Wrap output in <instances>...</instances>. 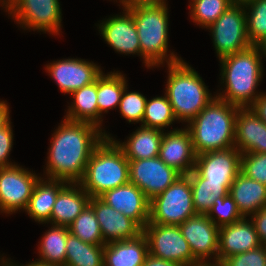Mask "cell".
<instances>
[{"label":"cell","mask_w":266,"mask_h":266,"mask_svg":"<svg viewBox=\"0 0 266 266\" xmlns=\"http://www.w3.org/2000/svg\"><path fill=\"white\" fill-rule=\"evenodd\" d=\"M88 122L63 119L52 134L45 168L48 179L78 183L94 149L104 138H112L106 131Z\"/></svg>","instance_id":"6da1fadb"},{"label":"cell","mask_w":266,"mask_h":266,"mask_svg":"<svg viewBox=\"0 0 266 266\" xmlns=\"http://www.w3.org/2000/svg\"><path fill=\"white\" fill-rule=\"evenodd\" d=\"M261 60L262 55L254 45L219 59L221 82L226 89L216 93V97L240 108L249 107L262 93L255 91L264 73Z\"/></svg>","instance_id":"7a4b0ae2"},{"label":"cell","mask_w":266,"mask_h":266,"mask_svg":"<svg viewBox=\"0 0 266 266\" xmlns=\"http://www.w3.org/2000/svg\"><path fill=\"white\" fill-rule=\"evenodd\" d=\"M240 107L216 97L186 126L196 155L234 147L235 120Z\"/></svg>","instance_id":"3957f363"},{"label":"cell","mask_w":266,"mask_h":266,"mask_svg":"<svg viewBox=\"0 0 266 266\" xmlns=\"http://www.w3.org/2000/svg\"><path fill=\"white\" fill-rule=\"evenodd\" d=\"M167 7V3H159L139 4L125 8L135 21L141 46V58L147 68L182 60L173 52L167 54L169 52Z\"/></svg>","instance_id":"277c9868"},{"label":"cell","mask_w":266,"mask_h":266,"mask_svg":"<svg viewBox=\"0 0 266 266\" xmlns=\"http://www.w3.org/2000/svg\"><path fill=\"white\" fill-rule=\"evenodd\" d=\"M165 87L176 121H192L212 100L202 77L184 60L168 64Z\"/></svg>","instance_id":"5b68a950"},{"label":"cell","mask_w":266,"mask_h":266,"mask_svg":"<svg viewBox=\"0 0 266 266\" xmlns=\"http://www.w3.org/2000/svg\"><path fill=\"white\" fill-rule=\"evenodd\" d=\"M129 182V160L112 138H104L94 149L78 183L90 197H100Z\"/></svg>","instance_id":"8992f818"},{"label":"cell","mask_w":266,"mask_h":266,"mask_svg":"<svg viewBox=\"0 0 266 266\" xmlns=\"http://www.w3.org/2000/svg\"><path fill=\"white\" fill-rule=\"evenodd\" d=\"M196 215L187 175H181L165 191L150 200L149 222L179 226Z\"/></svg>","instance_id":"52a82bcc"},{"label":"cell","mask_w":266,"mask_h":266,"mask_svg":"<svg viewBox=\"0 0 266 266\" xmlns=\"http://www.w3.org/2000/svg\"><path fill=\"white\" fill-rule=\"evenodd\" d=\"M207 29H210L219 59L252 46L248 40L244 5L232 4Z\"/></svg>","instance_id":"ba28073f"},{"label":"cell","mask_w":266,"mask_h":266,"mask_svg":"<svg viewBox=\"0 0 266 266\" xmlns=\"http://www.w3.org/2000/svg\"><path fill=\"white\" fill-rule=\"evenodd\" d=\"M148 241L149 254L184 266L199 263L192 255L189 243L182 236L179 226L148 222L143 228Z\"/></svg>","instance_id":"9c48e42d"},{"label":"cell","mask_w":266,"mask_h":266,"mask_svg":"<svg viewBox=\"0 0 266 266\" xmlns=\"http://www.w3.org/2000/svg\"><path fill=\"white\" fill-rule=\"evenodd\" d=\"M40 177L19 165L0 167V211L13 214L26 210Z\"/></svg>","instance_id":"30bf717a"},{"label":"cell","mask_w":266,"mask_h":266,"mask_svg":"<svg viewBox=\"0 0 266 266\" xmlns=\"http://www.w3.org/2000/svg\"><path fill=\"white\" fill-rule=\"evenodd\" d=\"M181 175L159 157L129 160L130 183L142 190L149 200L165 191Z\"/></svg>","instance_id":"8fae6325"},{"label":"cell","mask_w":266,"mask_h":266,"mask_svg":"<svg viewBox=\"0 0 266 266\" xmlns=\"http://www.w3.org/2000/svg\"><path fill=\"white\" fill-rule=\"evenodd\" d=\"M179 228L199 263L210 262L212 256L213 262H217L219 227L207 214H196L179 225Z\"/></svg>","instance_id":"7c38bea8"},{"label":"cell","mask_w":266,"mask_h":266,"mask_svg":"<svg viewBox=\"0 0 266 266\" xmlns=\"http://www.w3.org/2000/svg\"><path fill=\"white\" fill-rule=\"evenodd\" d=\"M12 17L24 30H38L52 35H58L62 25L59 0H24Z\"/></svg>","instance_id":"4fadbf2b"},{"label":"cell","mask_w":266,"mask_h":266,"mask_svg":"<svg viewBox=\"0 0 266 266\" xmlns=\"http://www.w3.org/2000/svg\"><path fill=\"white\" fill-rule=\"evenodd\" d=\"M45 70L56 81L61 92L71 94L91 84L103 72L100 66L85 59L68 58L53 61Z\"/></svg>","instance_id":"5bb4252c"},{"label":"cell","mask_w":266,"mask_h":266,"mask_svg":"<svg viewBox=\"0 0 266 266\" xmlns=\"http://www.w3.org/2000/svg\"><path fill=\"white\" fill-rule=\"evenodd\" d=\"M241 152L235 147L196 155L195 170L214 183H233L240 172Z\"/></svg>","instance_id":"9a60e30c"},{"label":"cell","mask_w":266,"mask_h":266,"mask_svg":"<svg viewBox=\"0 0 266 266\" xmlns=\"http://www.w3.org/2000/svg\"><path fill=\"white\" fill-rule=\"evenodd\" d=\"M89 205L93 208L100 224L103 245L122 240H130L143 233V229L123 213L107 205L99 197H91Z\"/></svg>","instance_id":"2e32d148"},{"label":"cell","mask_w":266,"mask_h":266,"mask_svg":"<svg viewBox=\"0 0 266 266\" xmlns=\"http://www.w3.org/2000/svg\"><path fill=\"white\" fill-rule=\"evenodd\" d=\"M158 157L167 166L173 167L182 175H188L195 168L196 161V154L188 128H174L168 133L164 132Z\"/></svg>","instance_id":"e0dca14e"},{"label":"cell","mask_w":266,"mask_h":266,"mask_svg":"<svg viewBox=\"0 0 266 266\" xmlns=\"http://www.w3.org/2000/svg\"><path fill=\"white\" fill-rule=\"evenodd\" d=\"M121 15H115L98 24L99 32L115 51L136 54L141 57V46L133 16L123 8Z\"/></svg>","instance_id":"ac0fdd59"},{"label":"cell","mask_w":266,"mask_h":266,"mask_svg":"<svg viewBox=\"0 0 266 266\" xmlns=\"http://www.w3.org/2000/svg\"><path fill=\"white\" fill-rule=\"evenodd\" d=\"M116 211L134 220L142 229L149 222L150 200L135 184L127 183L99 197Z\"/></svg>","instance_id":"d6986e66"},{"label":"cell","mask_w":266,"mask_h":266,"mask_svg":"<svg viewBox=\"0 0 266 266\" xmlns=\"http://www.w3.org/2000/svg\"><path fill=\"white\" fill-rule=\"evenodd\" d=\"M261 246L258 233L252 221L244 217L230 225L219 228L217 262L225 258L250 251Z\"/></svg>","instance_id":"ffe728a7"},{"label":"cell","mask_w":266,"mask_h":266,"mask_svg":"<svg viewBox=\"0 0 266 266\" xmlns=\"http://www.w3.org/2000/svg\"><path fill=\"white\" fill-rule=\"evenodd\" d=\"M234 147L243 153H266V124L249 108H239Z\"/></svg>","instance_id":"44dd1931"},{"label":"cell","mask_w":266,"mask_h":266,"mask_svg":"<svg viewBox=\"0 0 266 266\" xmlns=\"http://www.w3.org/2000/svg\"><path fill=\"white\" fill-rule=\"evenodd\" d=\"M90 198L79 183H67L57 195L49 223L68 227L89 204Z\"/></svg>","instance_id":"7402d4cb"},{"label":"cell","mask_w":266,"mask_h":266,"mask_svg":"<svg viewBox=\"0 0 266 266\" xmlns=\"http://www.w3.org/2000/svg\"><path fill=\"white\" fill-rule=\"evenodd\" d=\"M148 254V241L142 233L130 240L105 244L104 266H142Z\"/></svg>","instance_id":"603a6c76"},{"label":"cell","mask_w":266,"mask_h":266,"mask_svg":"<svg viewBox=\"0 0 266 266\" xmlns=\"http://www.w3.org/2000/svg\"><path fill=\"white\" fill-rule=\"evenodd\" d=\"M229 195L244 217H249L266 207V185L248 178L241 172L231 184Z\"/></svg>","instance_id":"cb8c5ba5"},{"label":"cell","mask_w":266,"mask_h":266,"mask_svg":"<svg viewBox=\"0 0 266 266\" xmlns=\"http://www.w3.org/2000/svg\"><path fill=\"white\" fill-rule=\"evenodd\" d=\"M45 179L40 177L36 182L25 211L36 222L48 224L57 195L68 182Z\"/></svg>","instance_id":"d4e9b609"},{"label":"cell","mask_w":266,"mask_h":266,"mask_svg":"<svg viewBox=\"0 0 266 266\" xmlns=\"http://www.w3.org/2000/svg\"><path fill=\"white\" fill-rule=\"evenodd\" d=\"M163 130L140 126L125 142L112 139L122 149L128 160L148 159L159 156Z\"/></svg>","instance_id":"484cf974"},{"label":"cell","mask_w":266,"mask_h":266,"mask_svg":"<svg viewBox=\"0 0 266 266\" xmlns=\"http://www.w3.org/2000/svg\"><path fill=\"white\" fill-rule=\"evenodd\" d=\"M128 86L120 71L101 73L97 77V104H98V127L102 129V113H108L110 109L119 107L124 88ZM102 119V120H101Z\"/></svg>","instance_id":"4316f807"},{"label":"cell","mask_w":266,"mask_h":266,"mask_svg":"<svg viewBox=\"0 0 266 266\" xmlns=\"http://www.w3.org/2000/svg\"><path fill=\"white\" fill-rule=\"evenodd\" d=\"M187 176L190 179L193 207L196 214H207L218 197L229 194L232 184L207 182L195 169Z\"/></svg>","instance_id":"83f0119b"},{"label":"cell","mask_w":266,"mask_h":266,"mask_svg":"<svg viewBox=\"0 0 266 266\" xmlns=\"http://www.w3.org/2000/svg\"><path fill=\"white\" fill-rule=\"evenodd\" d=\"M71 106L64 116L73 122H88L98 127L97 78L91 84L73 91Z\"/></svg>","instance_id":"f1b7e54d"},{"label":"cell","mask_w":266,"mask_h":266,"mask_svg":"<svg viewBox=\"0 0 266 266\" xmlns=\"http://www.w3.org/2000/svg\"><path fill=\"white\" fill-rule=\"evenodd\" d=\"M66 226L53 225L43 234L38 250V262L43 264L65 266L66 240L69 234Z\"/></svg>","instance_id":"f546056e"},{"label":"cell","mask_w":266,"mask_h":266,"mask_svg":"<svg viewBox=\"0 0 266 266\" xmlns=\"http://www.w3.org/2000/svg\"><path fill=\"white\" fill-rule=\"evenodd\" d=\"M65 266H104V245L83 242L69 233L66 240Z\"/></svg>","instance_id":"4dcf8cb0"},{"label":"cell","mask_w":266,"mask_h":266,"mask_svg":"<svg viewBox=\"0 0 266 266\" xmlns=\"http://www.w3.org/2000/svg\"><path fill=\"white\" fill-rule=\"evenodd\" d=\"M175 120L172 106L165 94L163 97L147 99L141 126L164 131Z\"/></svg>","instance_id":"1f68e13d"},{"label":"cell","mask_w":266,"mask_h":266,"mask_svg":"<svg viewBox=\"0 0 266 266\" xmlns=\"http://www.w3.org/2000/svg\"><path fill=\"white\" fill-rule=\"evenodd\" d=\"M69 232L83 242L93 245L103 244L100 224L93 208L88 204L76 219L68 226Z\"/></svg>","instance_id":"d6a6232c"},{"label":"cell","mask_w":266,"mask_h":266,"mask_svg":"<svg viewBox=\"0 0 266 266\" xmlns=\"http://www.w3.org/2000/svg\"><path fill=\"white\" fill-rule=\"evenodd\" d=\"M232 0H195L190 1V17L193 22L201 27L208 28L213 24L230 6Z\"/></svg>","instance_id":"836d02e7"},{"label":"cell","mask_w":266,"mask_h":266,"mask_svg":"<svg viewBox=\"0 0 266 266\" xmlns=\"http://www.w3.org/2000/svg\"><path fill=\"white\" fill-rule=\"evenodd\" d=\"M244 9L248 40L255 46L266 36V0H253L246 3Z\"/></svg>","instance_id":"e575fe53"},{"label":"cell","mask_w":266,"mask_h":266,"mask_svg":"<svg viewBox=\"0 0 266 266\" xmlns=\"http://www.w3.org/2000/svg\"><path fill=\"white\" fill-rule=\"evenodd\" d=\"M207 216L219 228L225 225H230L244 218L235 201L229 194L224 197H218L214 201L211 210L207 213Z\"/></svg>","instance_id":"d590c367"},{"label":"cell","mask_w":266,"mask_h":266,"mask_svg":"<svg viewBox=\"0 0 266 266\" xmlns=\"http://www.w3.org/2000/svg\"><path fill=\"white\" fill-rule=\"evenodd\" d=\"M127 89L128 87L126 86L118 107L120 114L129 123H142L147 98L139 92H128Z\"/></svg>","instance_id":"8d00e7d4"},{"label":"cell","mask_w":266,"mask_h":266,"mask_svg":"<svg viewBox=\"0 0 266 266\" xmlns=\"http://www.w3.org/2000/svg\"><path fill=\"white\" fill-rule=\"evenodd\" d=\"M240 172L266 185V153L241 154Z\"/></svg>","instance_id":"74e56055"},{"label":"cell","mask_w":266,"mask_h":266,"mask_svg":"<svg viewBox=\"0 0 266 266\" xmlns=\"http://www.w3.org/2000/svg\"><path fill=\"white\" fill-rule=\"evenodd\" d=\"M222 266H266V247L259 246L250 251L225 258Z\"/></svg>","instance_id":"f35d334b"},{"label":"cell","mask_w":266,"mask_h":266,"mask_svg":"<svg viewBox=\"0 0 266 266\" xmlns=\"http://www.w3.org/2000/svg\"><path fill=\"white\" fill-rule=\"evenodd\" d=\"M10 118L0 126V167L16 165L9 162V154L13 146V130Z\"/></svg>","instance_id":"ab89813d"},{"label":"cell","mask_w":266,"mask_h":266,"mask_svg":"<svg viewBox=\"0 0 266 266\" xmlns=\"http://www.w3.org/2000/svg\"><path fill=\"white\" fill-rule=\"evenodd\" d=\"M250 217V220L254 224L255 230L258 233L261 245L266 247V207L253 213Z\"/></svg>","instance_id":"60d3db41"},{"label":"cell","mask_w":266,"mask_h":266,"mask_svg":"<svg viewBox=\"0 0 266 266\" xmlns=\"http://www.w3.org/2000/svg\"><path fill=\"white\" fill-rule=\"evenodd\" d=\"M249 108L266 124V92L261 93Z\"/></svg>","instance_id":"b9f144b4"},{"label":"cell","mask_w":266,"mask_h":266,"mask_svg":"<svg viewBox=\"0 0 266 266\" xmlns=\"http://www.w3.org/2000/svg\"><path fill=\"white\" fill-rule=\"evenodd\" d=\"M142 266H184V265L179 264L177 262L157 258L152 256L151 254H148Z\"/></svg>","instance_id":"7bdbcfd3"},{"label":"cell","mask_w":266,"mask_h":266,"mask_svg":"<svg viewBox=\"0 0 266 266\" xmlns=\"http://www.w3.org/2000/svg\"><path fill=\"white\" fill-rule=\"evenodd\" d=\"M24 0H0V3L3 8L6 9L8 14L13 15L23 4Z\"/></svg>","instance_id":"ee69618b"},{"label":"cell","mask_w":266,"mask_h":266,"mask_svg":"<svg viewBox=\"0 0 266 266\" xmlns=\"http://www.w3.org/2000/svg\"><path fill=\"white\" fill-rule=\"evenodd\" d=\"M9 106L6 101L0 100V126H2L10 117Z\"/></svg>","instance_id":"f6af8a7d"},{"label":"cell","mask_w":266,"mask_h":266,"mask_svg":"<svg viewBox=\"0 0 266 266\" xmlns=\"http://www.w3.org/2000/svg\"><path fill=\"white\" fill-rule=\"evenodd\" d=\"M167 0H129V7L139 4H159L166 3Z\"/></svg>","instance_id":"bcb514c9"},{"label":"cell","mask_w":266,"mask_h":266,"mask_svg":"<svg viewBox=\"0 0 266 266\" xmlns=\"http://www.w3.org/2000/svg\"><path fill=\"white\" fill-rule=\"evenodd\" d=\"M0 259H2L8 266H57V265L43 264V263H40L36 260L32 261L31 263L29 262L26 265H17L15 263L11 262L9 259L8 260L4 259V257L0 258Z\"/></svg>","instance_id":"7dc6e473"},{"label":"cell","mask_w":266,"mask_h":266,"mask_svg":"<svg viewBox=\"0 0 266 266\" xmlns=\"http://www.w3.org/2000/svg\"><path fill=\"white\" fill-rule=\"evenodd\" d=\"M255 46L259 49V52L262 57H266V36L261 39Z\"/></svg>","instance_id":"c3c4849f"},{"label":"cell","mask_w":266,"mask_h":266,"mask_svg":"<svg viewBox=\"0 0 266 266\" xmlns=\"http://www.w3.org/2000/svg\"><path fill=\"white\" fill-rule=\"evenodd\" d=\"M253 0H232L233 4L245 5Z\"/></svg>","instance_id":"681fc988"},{"label":"cell","mask_w":266,"mask_h":266,"mask_svg":"<svg viewBox=\"0 0 266 266\" xmlns=\"http://www.w3.org/2000/svg\"><path fill=\"white\" fill-rule=\"evenodd\" d=\"M119 3L122 4V6H123L122 8L129 7V0H119Z\"/></svg>","instance_id":"f907efd6"}]
</instances>
